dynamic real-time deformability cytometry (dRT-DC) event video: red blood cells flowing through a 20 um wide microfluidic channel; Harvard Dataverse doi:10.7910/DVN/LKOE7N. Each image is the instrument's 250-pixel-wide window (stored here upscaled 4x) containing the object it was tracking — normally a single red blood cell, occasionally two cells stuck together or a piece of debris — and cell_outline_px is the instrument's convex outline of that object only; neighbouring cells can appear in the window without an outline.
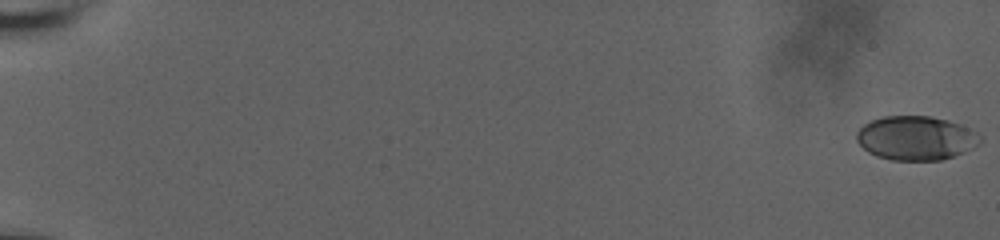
{"species": "human", "species_latin": "Homo sapiens", "temperature_condition": "room temperature", "stored_images_in_passage": 16, "camera_frame_rate_fps": 3000, "um_per_image_px": 0.085, "donor": {"sex": "male"}, "frame": {"image": 1, "passage_image": 1, "time_ms": 0.0, "image_size_px": [1000, 240], "cell_outline_px": [[980, 144], [964, 152], [940, 160], [892, 160], [876, 156], [868, 152], [856, 140], [856, 132], [864, 124], [872, 120], [884, 116], [928, 116], [948, 120], [960, 124], [976, 132], [980, 136]], "centroid_in_image_um": [77.84, 11.73], "position_along_channel_um": 7.2, "area_um2": 31.62}}
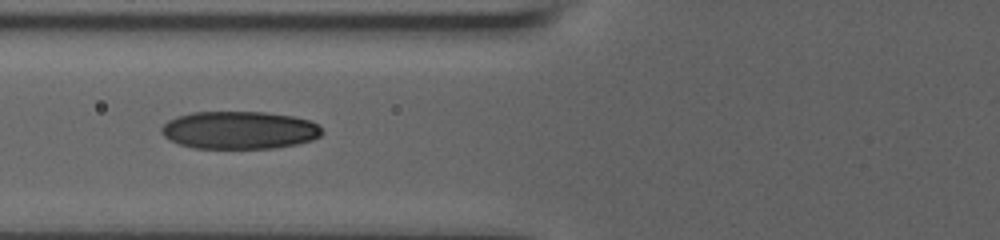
{"frame": {"image": 2, "passage_image": 12, "time_ms": 8.667, "image_size_px": [1000, 240], "cell_outline_px": [[324, 132], [320, 136], [312, 140], [296, 144], [276, 148], [192, 148], [168, 140], [160, 132], [160, 128], [168, 120], [176, 116], [192, 112], [264, 112], [292, 116], [312, 120]], "centroid_in_image_um": [20.33, 11.06], "position_along_channel_um": 105.5, "area_um2": 35.55}}
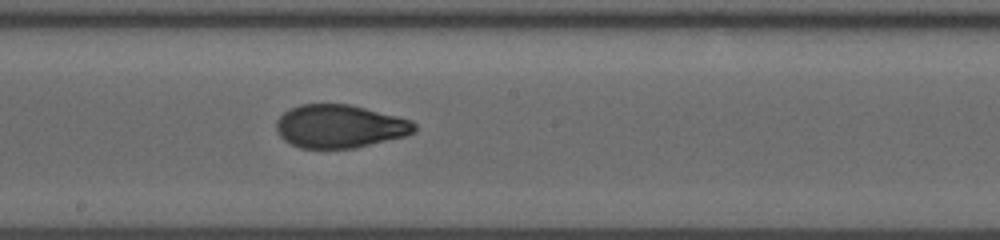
{"frame": {"image": 3, "passage_image": 16, "time_ms": 11.667, "image_size_px": [1000, 240], "cell_outline_px": [[416, 132], [404, 136], [356, 148], [300, 148], [284, 140], [276, 132], [276, 120], [288, 108], [300, 104], [348, 104], [412, 120], [416, 124]], "centroid_in_image_um": [28.85, 10.74], "position_along_channel_um": 219.3, "area_um2": 34.8}}